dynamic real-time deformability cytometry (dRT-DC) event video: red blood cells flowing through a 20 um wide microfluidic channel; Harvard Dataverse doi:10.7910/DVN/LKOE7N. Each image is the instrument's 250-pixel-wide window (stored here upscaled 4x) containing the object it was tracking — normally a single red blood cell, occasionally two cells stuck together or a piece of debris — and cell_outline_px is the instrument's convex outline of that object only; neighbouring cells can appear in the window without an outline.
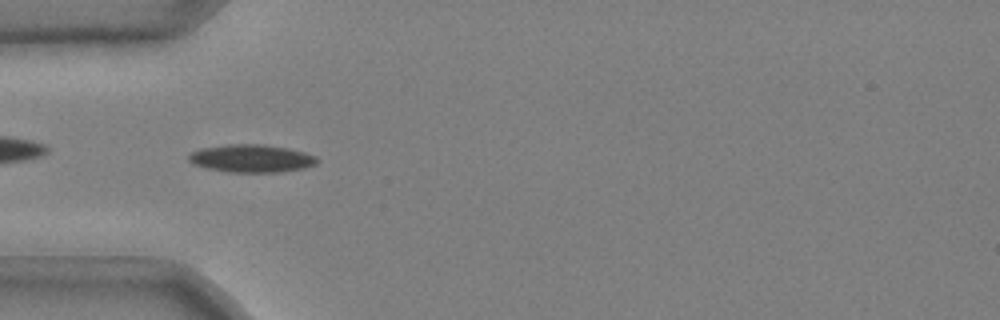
{"species": "common noctule bat (a hibernating species)", "species_latin": "Nyctalus noctula", "temperature_condition": "cold", "stored_images_in_passage": 37, "camera_frame_rate_fps": 3000, "um_per_image_px": 0.085, "animal": {"sex": "male", "body_mass_g": 20.4}, "frame": {"image": 1, "passage_image": 2, "time_ms": 0.333, "image_size_px": [1000, 320], "cell_outline_px": [[320, 160], [316, 164], [304, 168], [280, 172], [228, 172], [208, 168], [192, 164], [188, 160], [188, 156], [192, 152], [200, 148], [228, 144], [264, 144], [288, 148], [304, 152], [316, 156]], "centroid_in_image_um": [21.38, 13.46], "position_along_channel_um": 63.6, "area_um2": 20.92}}
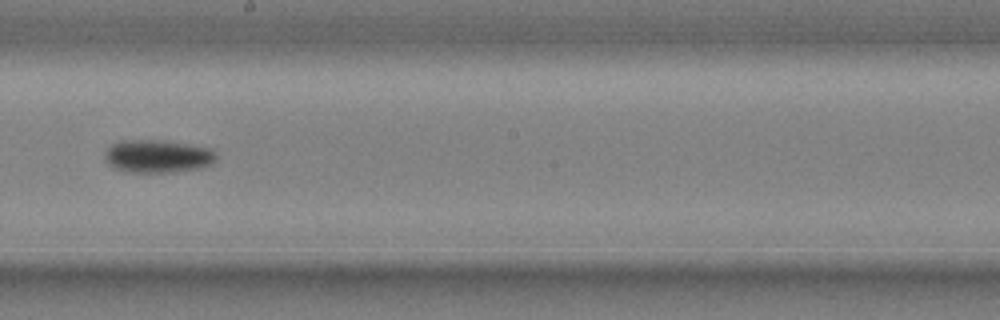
{"frame": {"image": 2, "passage_image": 16, "time_ms": 5.0, "image_size_px": [1000, 320], "cell_outline_px": [[216, 160], [212, 164], [200, 168], [172, 172], [128, 172], [112, 168], [104, 160], [104, 152], [112, 144], [120, 140], [160, 140], [188, 144], [212, 148], [216, 152]], "centroid_in_image_um": [13.39, 13.28], "position_along_channel_um": 234.8, "area_um2": 21.68}}
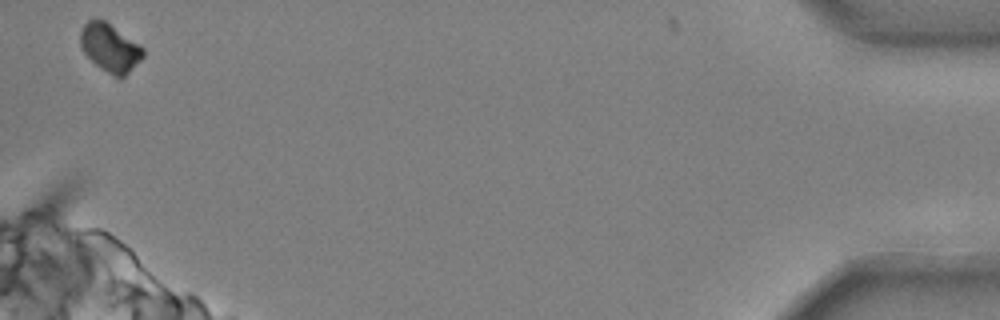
{"frame": {"image": 3, "passage_image": 37, "time_ms": 12.0, "image_size_px": [1000, 320], "cell_outline_px": [[144, 56], [120, 80], [112, 76], [96, 64], [84, 52], [80, 44], [80, 32], [84, 24], [88, 20], [104, 20], [140, 44], [144, 48]], "centroid_in_image_um": [9.36, 4.07], "position_along_channel_um": 425.8, "area_um2": 17.4}, "authors_computed_cell_mechanics": {"area_um2": 20.1722, "velocity_mm_per_s": 3.689, "shape_relaxation_time_tau1_ms": 3.2713, "shape_relaxation_time_tau2_ms": null, "deformation_change_tau1": 0.1035, "deformation_change_tau2": null}}